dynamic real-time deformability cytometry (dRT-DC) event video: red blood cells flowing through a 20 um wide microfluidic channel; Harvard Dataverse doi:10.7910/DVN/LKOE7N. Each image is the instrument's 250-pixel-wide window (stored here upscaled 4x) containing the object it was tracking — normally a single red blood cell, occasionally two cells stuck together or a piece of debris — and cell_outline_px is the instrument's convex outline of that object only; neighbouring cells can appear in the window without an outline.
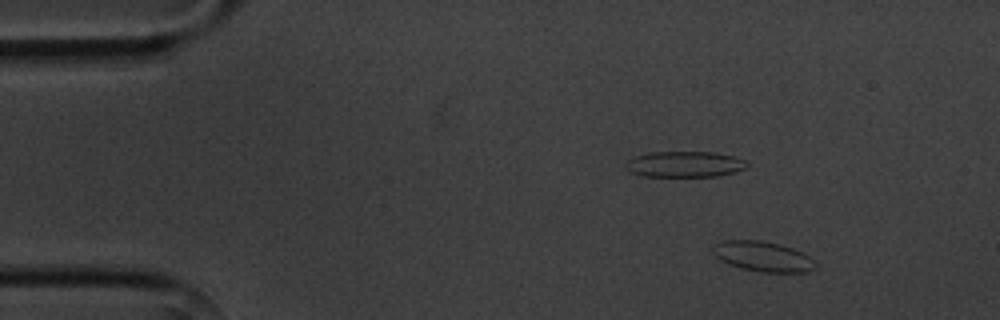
{"species": "common noctule bat (a hibernating species)", "species_latin": "Nyctalus noctula", "temperature_condition": "cold", "stored_images_in_passage": 6, "camera_frame_rate_fps": 3000, "um_per_image_px": 0.085, "animal": {"sex": "male", "body_mass_g": 20.1, "forearm_length_mm": 53.5}, "frame": {"image": 1, "passage_image": 2, "time_ms": 1.0, "image_size_px": [1000, 320], "cell_outline_px": [[816, 268], [808, 272], [760, 272], [740, 268], [728, 264], [720, 260], [712, 252], [712, 244], [720, 240], [760, 240], [780, 244], [792, 248], [816, 260]], "centroid_in_image_um": [64.82, 21.79], "position_along_channel_um": 20.2, "area_um2": 18.26}}
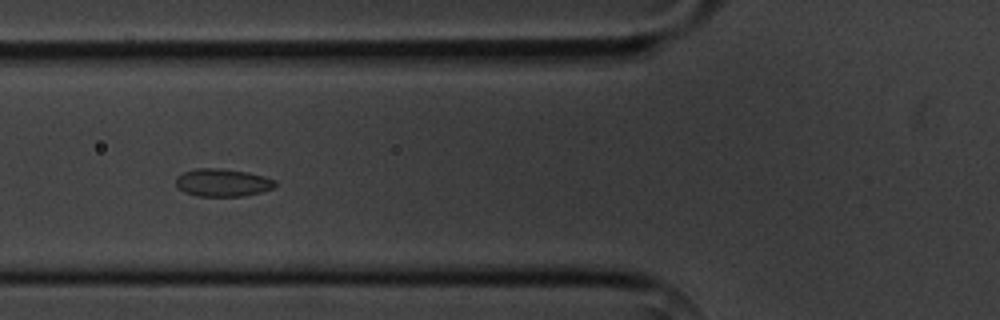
{"frame": {"image": 2, "passage_image": 6, "time_ms": 5.667, "image_size_px": [1000, 320], "cell_outline_px": [[276, 184], [272, 188], [260, 192], [244, 196], [196, 196], [184, 192], [176, 184], [176, 176], [184, 172], [196, 168], [220, 168], [248, 172], [264, 176], [276, 180]], "centroid_in_image_um": [18.91, 15.52], "position_along_channel_um": 106.9, "area_um2": 16.07}}